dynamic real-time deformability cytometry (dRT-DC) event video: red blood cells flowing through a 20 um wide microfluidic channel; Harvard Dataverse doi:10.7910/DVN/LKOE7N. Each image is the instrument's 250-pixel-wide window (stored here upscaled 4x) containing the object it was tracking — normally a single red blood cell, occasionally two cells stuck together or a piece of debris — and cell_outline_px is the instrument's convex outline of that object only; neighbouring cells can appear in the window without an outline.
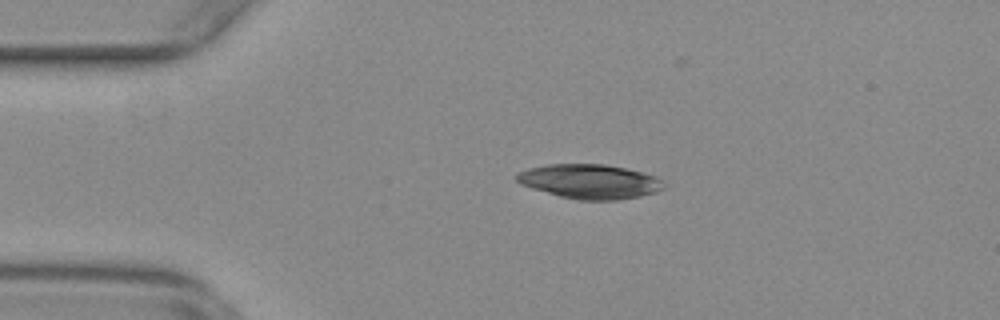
{"species": "common noctule bat (a hibernating species)", "species_latin": "Nyctalus noctula", "temperature_condition": "warm", "stored_images_in_passage": 48, "camera_frame_rate_fps": 3000, "um_per_image_px": 0.085, "animal": {"sex": "female", "body_mass_g": 29.2, "forearm_length_mm": 56.3}, "frame": {"image": 1, "passage_image": 5, "time_ms": 1.333, "image_size_px": [1000, 320], "cell_outline_px": [[664, 188], [656, 192], [640, 196], [616, 200], [576, 200], [560, 196], [532, 188], [520, 184], [516, 180], [516, 176], [520, 172], [528, 168], [548, 164], [604, 164], [624, 168], [656, 176], [660, 180]], "centroid_in_image_um": [50.11, 15.43], "position_along_channel_um": 34.9, "area_um2": 29.25}}